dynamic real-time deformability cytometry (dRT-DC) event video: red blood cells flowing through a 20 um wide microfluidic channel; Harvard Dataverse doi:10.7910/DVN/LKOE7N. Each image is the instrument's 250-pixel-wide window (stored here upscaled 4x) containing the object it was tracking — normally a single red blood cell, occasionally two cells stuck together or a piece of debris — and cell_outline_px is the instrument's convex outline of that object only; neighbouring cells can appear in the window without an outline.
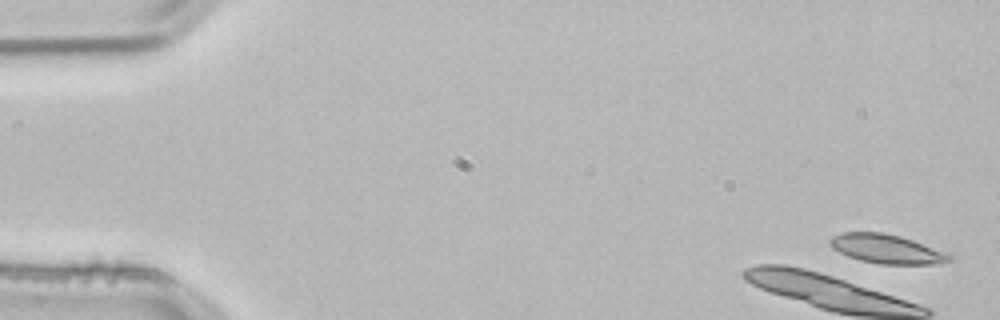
{"species": "common noctule bat (a hibernating species)", "species_latin": "Nyctalus noctula", "temperature_condition": "room temperature", "stored_images_in_passage": 3, "camera_frame_rate_fps": 3000, "um_per_image_px": 0.085, "animal": {"sex": "male", "body_mass_g": 21.5, "forearm_length_mm": 52.0}, "frame": {"image": 1, "passage_image": 1, "time_ms": 0.0, "image_size_px": [1000, 320], "cell_outline_px": [[952, 260], [940, 264], [880, 264], [860, 260], [848, 256], [832, 248], [828, 244], [828, 240], [832, 236], [844, 232], [884, 232], [900, 236], [952, 252]], "centroid_in_image_um": [75.44, 21.16], "position_along_channel_um": 9.6, "area_um2": 20.69}}